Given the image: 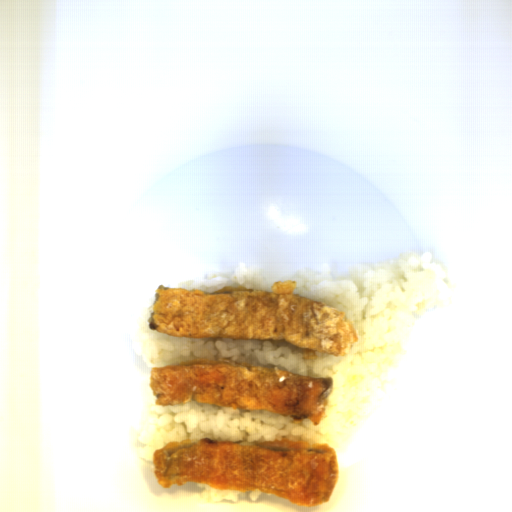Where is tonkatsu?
Masks as SVG:
<instances>
[{
  "mask_svg": "<svg viewBox=\"0 0 512 512\" xmlns=\"http://www.w3.org/2000/svg\"><path fill=\"white\" fill-rule=\"evenodd\" d=\"M339 469L329 443L286 437L255 445L186 438L153 454L154 474L164 489L201 483L217 491H260L306 507L329 502Z\"/></svg>",
  "mask_w": 512,
  "mask_h": 512,
  "instance_id": "2",
  "label": "tonkatsu"
},
{
  "mask_svg": "<svg viewBox=\"0 0 512 512\" xmlns=\"http://www.w3.org/2000/svg\"><path fill=\"white\" fill-rule=\"evenodd\" d=\"M334 378L310 377L281 367L234 359H187L151 368L150 391L157 406L206 403L220 408L260 410L293 423H322Z\"/></svg>",
  "mask_w": 512,
  "mask_h": 512,
  "instance_id": "3",
  "label": "tonkatsu"
},
{
  "mask_svg": "<svg viewBox=\"0 0 512 512\" xmlns=\"http://www.w3.org/2000/svg\"><path fill=\"white\" fill-rule=\"evenodd\" d=\"M270 289L225 285L204 292L160 285L147 322L154 332L176 337L288 343L307 361L318 359V353L345 357L359 342L341 310L294 295V279L275 282Z\"/></svg>",
  "mask_w": 512,
  "mask_h": 512,
  "instance_id": "1",
  "label": "tonkatsu"
}]
</instances>
